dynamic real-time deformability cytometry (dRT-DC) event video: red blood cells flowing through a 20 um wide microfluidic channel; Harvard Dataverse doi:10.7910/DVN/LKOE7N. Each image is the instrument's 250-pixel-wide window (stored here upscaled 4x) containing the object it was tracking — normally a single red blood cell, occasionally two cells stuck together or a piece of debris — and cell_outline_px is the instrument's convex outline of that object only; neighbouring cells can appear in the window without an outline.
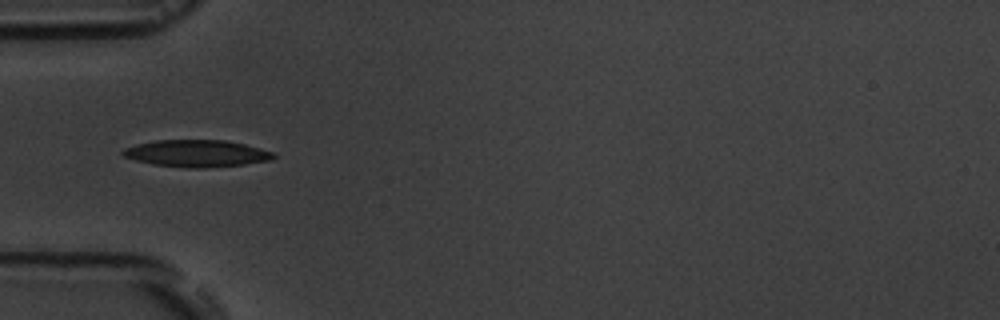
{"species": "common noctule bat (a hibernating species)", "species_latin": "Nyctalus noctula", "temperature_condition": "room temperature", "stored_images_in_passage": 17, "camera_frame_rate_fps": 3000, "um_per_image_px": 0.085, "animal": {"sex": "male", "body_mass_g": 19.5, "forearm_length_mm": 54.6}, "frame": {"image": 1, "passage_image": 6, "time_ms": 5.667, "image_size_px": [1000, 320], "cell_outline_px": [[276, 156], [272, 160], [244, 164], [204, 168], [192, 168], [152, 164], [136, 160], [124, 156], [120, 152], [124, 148], [136, 144], [156, 140], [224, 140], [244, 144], [260, 148], [272, 152]], "centroid_in_image_um": [16.71, 13.04], "position_along_channel_um": 68.3, "area_um2": 23.58}}
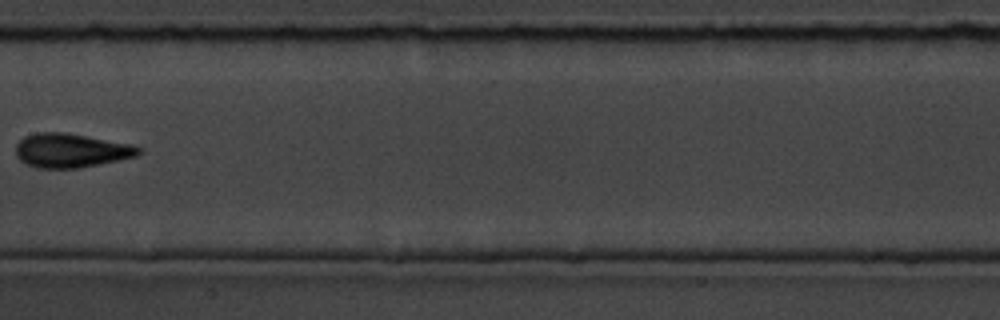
{"frame": {"image": 2, "passage_image": 9, "time_ms": 9.333, "image_size_px": [1000, 320], "cell_outline_px": [[140, 152], [136, 156], [80, 168], [36, 168], [20, 160], [16, 156], [16, 144], [24, 136], [36, 132], [64, 132], [132, 144], [140, 148]], "centroid_in_image_um": [5.99, 12.79], "position_along_channel_um": 201.4, "area_um2": 24.28}}
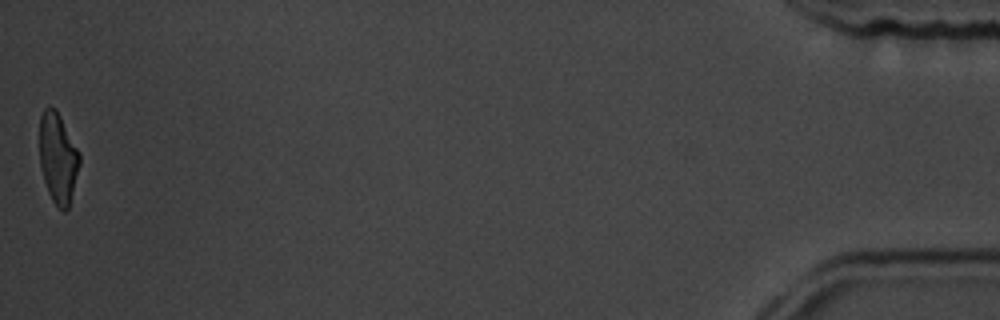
{"frame": {"image": 3, "passage_image": 17, "time_ms": 18.333, "image_size_px": [1000, 320], "cell_outline_px": [[80, 164], [68, 208], [64, 212], [52, 200], [48, 192], [44, 180], [40, 164], [40, 116], [44, 108], [56, 108], [80, 152]], "centroid_in_image_um": [4.93, 13.41], "position_along_channel_um": 430.3, "area_um2": 20.92}, "authors_computed_cell_mechanics": {"area_um2": 23.5824, "velocity_mm_per_s": 3.6321, "shape_relaxation_time_tau1_ms": 3.8368, "shape_relaxation_time_tau2_ms": 1.0812, "deformation_change_tau1": 0.1327, "deformation_change_tau2": 0.0674}}